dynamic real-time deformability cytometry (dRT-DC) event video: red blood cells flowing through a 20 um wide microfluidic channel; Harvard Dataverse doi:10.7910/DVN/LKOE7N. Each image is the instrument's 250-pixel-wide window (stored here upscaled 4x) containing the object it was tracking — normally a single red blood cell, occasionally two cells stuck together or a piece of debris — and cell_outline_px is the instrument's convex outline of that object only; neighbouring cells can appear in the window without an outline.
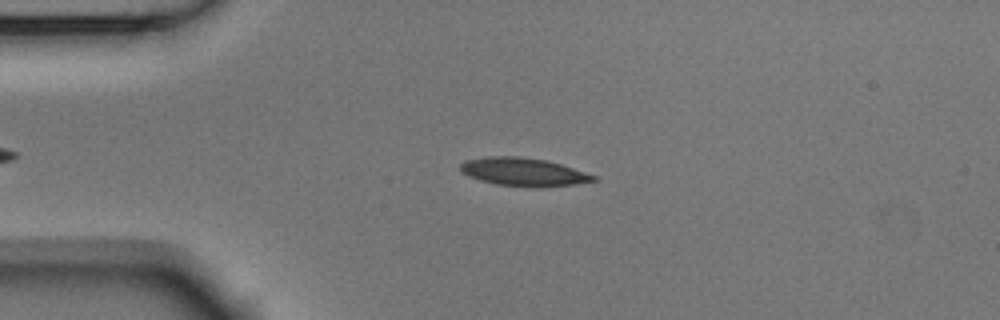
{"species": "Egyptian fruit bat (a non-hibernating species)", "species_latin": "Rousettus aegyptiacus", "temperature_condition": "room temperature", "stored_images_in_passage": 46, "camera_frame_rate_fps": 3000, "um_per_image_px": 0.085, "animal": {"sex": "male"}, "frame": {"image": 1, "passage_image": 10, "time_ms": 3.0, "image_size_px": [1000, 320], "cell_outline_px": [[596, 180], [572, 184], [496, 184], [480, 180], [468, 176], [460, 172], [460, 164], [464, 160], [488, 156], [520, 156], [548, 160], [596, 176]], "centroid_in_image_um": [44.37, 14.54], "position_along_channel_um": 40.6, "area_um2": 20.75}}
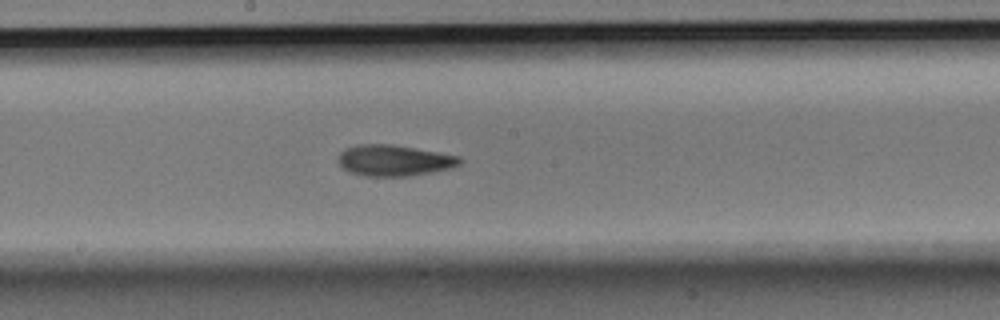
{"frame": {"image": 2, "passage_image": 26, "time_ms": 8.333, "image_size_px": [1000, 320], "cell_outline_px": [[464, 160], [460, 164], [452, 168], [432, 172], [408, 176], [364, 176], [348, 172], [336, 160], [336, 156], [344, 148], [356, 144], [392, 144], [440, 152], [460, 156]], "centroid_in_image_um": [33.49, 13.63], "position_along_channel_um": 214.7, "area_um2": 22.43}}
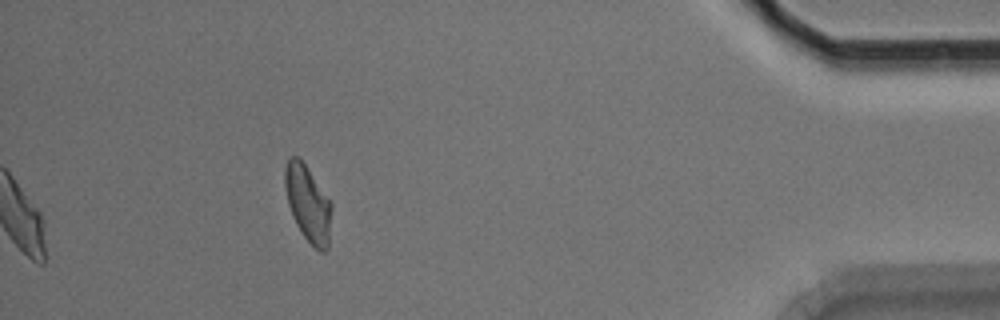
{"frame": {"image": 3, "passage_image": 46, "time_ms": 15.0, "image_size_px": [1000, 320], "cell_outline_px": [[332, 208], [328, 248], [324, 252], [320, 252], [304, 236], [296, 224], [292, 216], [288, 204], [284, 184], [284, 168], [288, 156], [300, 156], [332, 204]], "centroid_in_image_um": [26.16, 17.26], "position_along_channel_um": 409.0, "area_um2": 20.81}, "authors_computed_cell_mechanics": {"area_um2": 21.4438, "velocity_mm_per_s": 3.7372, "shape_relaxation_time_tau1_ms": 6.4114, "shape_relaxation_time_tau2_ms": 4.4515, "deformation_change_tau1": 0.1859, "deformation_change_tau2": 0.1162}}